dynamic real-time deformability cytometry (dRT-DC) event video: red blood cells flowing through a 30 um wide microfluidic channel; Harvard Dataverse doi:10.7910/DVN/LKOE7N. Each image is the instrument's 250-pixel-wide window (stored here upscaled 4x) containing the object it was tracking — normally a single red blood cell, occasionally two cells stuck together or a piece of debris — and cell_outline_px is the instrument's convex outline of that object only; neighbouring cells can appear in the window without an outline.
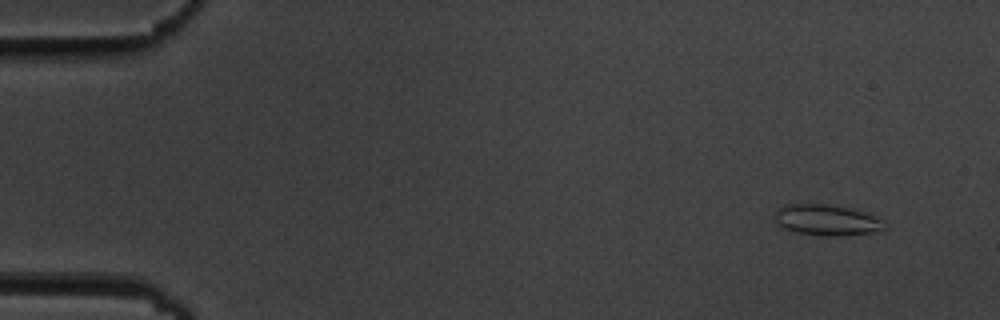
{"species": "common noctule bat (a hibernating species)", "species_latin": "Nyctalus noctula", "temperature_condition": "cold", "stored_images_in_passage": 51, "camera_frame_rate_fps": 3000, "um_per_image_px": 0.085, "animal": {"sex": "male", "body_mass_g": 19.5, "forearm_length_mm": 54.6}, "frame": {"image": 1, "passage_image": 1, "time_ms": 0.0, "image_size_px": [1000, 320], "cell_outline_px": [[888, 228], [880, 232], [840, 236], [820, 236], [796, 232], [776, 224], [776, 212], [784, 204], [828, 204], [852, 208], [876, 216], [888, 224]], "centroid_in_image_um": [70.37, 18.72], "position_along_channel_um": 14.6, "area_um2": 20.11}}
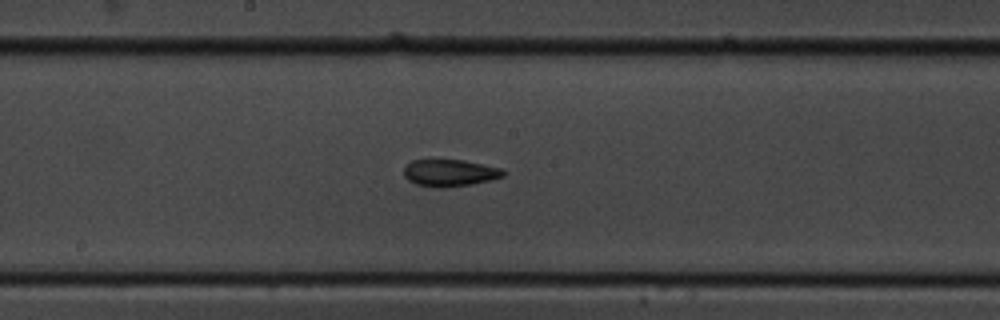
{"frame": {"image": 2, "passage_image": 26, "time_ms": 8.333, "image_size_px": [1000, 320], "cell_outline_px": [[504, 176], [472, 184], [444, 188], [436, 188], [416, 184], [408, 180], [404, 176], [404, 168], [412, 160], [432, 156], [464, 160], [484, 164], [500, 168], [504, 172]], "centroid_in_image_um": [38.15, 14.64], "position_along_channel_um": 210.0, "area_um2": 16.3}}
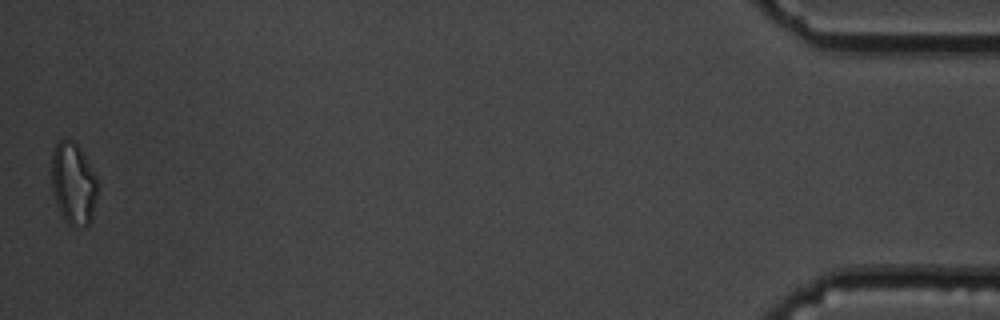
{"frame": {"image": 3, "passage_image": 51, "time_ms": 16.667, "image_size_px": [1000, 320], "cell_outline_px": [[100, 188], [92, 220], [88, 224], [68, 224], [64, 220], [56, 204], [52, 188], [52, 152], [56, 144], [60, 140], [72, 140], [80, 148], [88, 160], [96, 176]], "centroid_in_image_um": [6.27, 15.59], "position_along_channel_um": 428.9, "area_um2": 22.2}, "authors_computed_cell_mechanics": {"area_um2": 16.473, "velocity_mm_per_s": 3.6913, "shape_relaxation_time_tau1_ms": 6.604, "shape_relaxation_time_tau2_ms": 4.7177, "deformation_change_tau1": 0.1296, "deformation_change_tau2": 0.1172}}